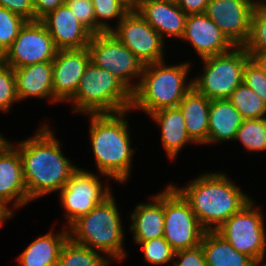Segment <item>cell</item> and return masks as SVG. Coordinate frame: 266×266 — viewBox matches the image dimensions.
<instances>
[{"label":"cell","mask_w":266,"mask_h":266,"mask_svg":"<svg viewBox=\"0 0 266 266\" xmlns=\"http://www.w3.org/2000/svg\"><path fill=\"white\" fill-rule=\"evenodd\" d=\"M39 128L34 137L16 147L30 201L61 190L78 168L62 154L60 142L49 126Z\"/></svg>","instance_id":"obj_1"},{"label":"cell","mask_w":266,"mask_h":266,"mask_svg":"<svg viewBox=\"0 0 266 266\" xmlns=\"http://www.w3.org/2000/svg\"><path fill=\"white\" fill-rule=\"evenodd\" d=\"M172 186L190 204L206 231H215L252 199L225 174L206 173L183 188Z\"/></svg>","instance_id":"obj_2"},{"label":"cell","mask_w":266,"mask_h":266,"mask_svg":"<svg viewBox=\"0 0 266 266\" xmlns=\"http://www.w3.org/2000/svg\"><path fill=\"white\" fill-rule=\"evenodd\" d=\"M127 112L89 114L90 143L98 171L118 182H126L132 166L129 123Z\"/></svg>","instance_id":"obj_3"},{"label":"cell","mask_w":266,"mask_h":266,"mask_svg":"<svg viewBox=\"0 0 266 266\" xmlns=\"http://www.w3.org/2000/svg\"><path fill=\"white\" fill-rule=\"evenodd\" d=\"M191 63L168 65L162 62L144 65L141 79L133 91L131 110L151 114L161 109L177 107L192 89V81L185 84Z\"/></svg>","instance_id":"obj_4"},{"label":"cell","mask_w":266,"mask_h":266,"mask_svg":"<svg viewBox=\"0 0 266 266\" xmlns=\"http://www.w3.org/2000/svg\"><path fill=\"white\" fill-rule=\"evenodd\" d=\"M123 228L120 213L111 194L88 214L69 226V238L77 244L111 255L112 260L123 261ZM72 232V233H71Z\"/></svg>","instance_id":"obj_5"},{"label":"cell","mask_w":266,"mask_h":266,"mask_svg":"<svg viewBox=\"0 0 266 266\" xmlns=\"http://www.w3.org/2000/svg\"><path fill=\"white\" fill-rule=\"evenodd\" d=\"M132 96L133 92L117 75L90 61L70 102L75 112L111 114L130 111Z\"/></svg>","instance_id":"obj_6"},{"label":"cell","mask_w":266,"mask_h":266,"mask_svg":"<svg viewBox=\"0 0 266 266\" xmlns=\"http://www.w3.org/2000/svg\"><path fill=\"white\" fill-rule=\"evenodd\" d=\"M243 46L202 58V76L192 80L193 88L210 100L228 99L233 90L243 83L245 64L250 60Z\"/></svg>","instance_id":"obj_7"},{"label":"cell","mask_w":266,"mask_h":266,"mask_svg":"<svg viewBox=\"0 0 266 266\" xmlns=\"http://www.w3.org/2000/svg\"><path fill=\"white\" fill-rule=\"evenodd\" d=\"M206 230L190 204L170 184L164 189V238L176 252L201 244Z\"/></svg>","instance_id":"obj_8"},{"label":"cell","mask_w":266,"mask_h":266,"mask_svg":"<svg viewBox=\"0 0 266 266\" xmlns=\"http://www.w3.org/2000/svg\"><path fill=\"white\" fill-rule=\"evenodd\" d=\"M87 48L94 65L117 75L132 92L136 89L131 81L136 77L141 79L144 65L115 35L93 34Z\"/></svg>","instance_id":"obj_9"},{"label":"cell","mask_w":266,"mask_h":266,"mask_svg":"<svg viewBox=\"0 0 266 266\" xmlns=\"http://www.w3.org/2000/svg\"><path fill=\"white\" fill-rule=\"evenodd\" d=\"M263 221L258 207H254L251 200L215 231L238 252L249 256L255 262L265 256L266 232Z\"/></svg>","instance_id":"obj_10"},{"label":"cell","mask_w":266,"mask_h":266,"mask_svg":"<svg viewBox=\"0 0 266 266\" xmlns=\"http://www.w3.org/2000/svg\"><path fill=\"white\" fill-rule=\"evenodd\" d=\"M58 52L45 25L40 21H27L17 38L0 59L13 69L53 61Z\"/></svg>","instance_id":"obj_11"},{"label":"cell","mask_w":266,"mask_h":266,"mask_svg":"<svg viewBox=\"0 0 266 266\" xmlns=\"http://www.w3.org/2000/svg\"><path fill=\"white\" fill-rule=\"evenodd\" d=\"M99 178L94 173L77 168L60 190V203L65 209L68 226L111 195L110 187L103 188Z\"/></svg>","instance_id":"obj_12"},{"label":"cell","mask_w":266,"mask_h":266,"mask_svg":"<svg viewBox=\"0 0 266 266\" xmlns=\"http://www.w3.org/2000/svg\"><path fill=\"white\" fill-rule=\"evenodd\" d=\"M143 65L164 61V40L137 12H128L111 31Z\"/></svg>","instance_id":"obj_13"},{"label":"cell","mask_w":266,"mask_h":266,"mask_svg":"<svg viewBox=\"0 0 266 266\" xmlns=\"http://www.w3.org/2000/svg\"><path fill=\"white\" fill-rule=\"evenodd\" d=\"M253 0H209L205 14L234 46H244L250 35Z\"/></svg>","instance_id":"obj_14"},{"label":"cell","mask_w":266,"mask_h":266,"mask_svg":"<svg viewBox=\"0 0 266 266\" xmlns=\"http://www.w3.org/2000/svg\"><path fill=\"white\" fill-rule=\"evenodd\" d=\"M90 62L88 48L58 50L52 61V86L55 102H69L75 95L85 68Z\"/></svg>","instance_id":"obj_15"},{"label":"cell","mask_w":266,"mask_h":266,"mask_svg":"<svg viewBox=\"0 0 266 266\" xmlns=\"http://www.w3.org/2000/svg\"><path fill=\"white\" fill-rule=\"evenodd\" d=\"M47 28L58 50L83 49L92 33L79 22L66 3L40 20Z\"/></svg>","instance_id":"obj_16"},{"label":"cell","mask_w":266,"mask_h":266,"mask_svg":"<svg viewBox=\"0 0 266 266\" xmlns=\"http://www.w3.org/2000/svg\"><path fill=\"white\" fill-rule=\"evenodd\" d=\"M181 39L190 41L201 59L228 52L234 47L205 13L187 15Z\"/></svg>","instance_id":"obj_17"},{"label":"cell","mask_w":266,"mask_h":266,"mask_svg":"<svg viewBox=\"0 0 266 266\" xmlns=\"http://www.w3.org/2000/svg\"><path fill=\"white\" fill-rule=\"evenodd\" d=\"M16 146L8 142L0 149V202L14 208L31 202L23 176L22 162Z\"/></svg>","instance_id":"obj_18"},{"label":"cell","mask_w":266,"mask_h":266,"mask_svg":"<svg viewBox=\"0 0 266 266\" xmlns=\"http://www.w3.org/2000/svg\"><path fill=\"white\" fill-rule=\"evenodd\" d=\"M138 13L164 40L166 35L182 38L187 14L177 3L162 0H140Z\"/></svg>","instance_id":"obj_19"},{"label":"cell","mask_w":266,"mask_h":266,"mask_svg":"<svg viewBox=\"0 0 266 266\" xmlns=\"http://www.w3.org/2000/svg\"><path fill=\"white\" fill-rule=\"evenodd\" d=\"M18 100L27 97L48 98L55 102L52 86V61L15 68Z\"/></svg>","instance_id":"obj_20"},{"label":"cell","mask_w":266,"mask_h":266,"mask_svg":"<svg viewBox=\"0 0 266 266\" xmlns=\"http://www.w3.org/2000/svg\"><path fill=\"white\" fill-rule=\"evenodd\" d=\"M152 200V203H139L130 215V230L135 242L164 236V191L153 196Z\"/></svg>","instance_id":"obj_21"},{"label":"cell","mask_w":266,"mask_h":266,"mask_svg":"<svg viewBox=\"0 0 266 266\" xmlns=\"http://www.w3.org/2000/svg\"><path fill=\"white\" fill-rule=\"evenodd\" d=\"M211 100L193 87L177 106L183 115L186 131L193 143L207 144Z\"/></svg>","instance_id":"obj_22"},{"label":"cell","mask_w":266,"mask_h":266,"mask_svg":"<svg viewBox=\"0 0 266 266\" xmlns=\"http://www.w3.org/2000/svg\"><path fill=\"white\" fill-rule=\"evenodd\" d=\"M161 128V141L171 160L185 144L193 142L186 131L185 121L178 107L161 109L150 114Z\"/></svg>","instance_id":"obj_23"},{"label":"cell","mask_w":266,"mask_h":266,"mask_svg":"<svg viewBox=\"0 0 266 266\" xmlns=\"http://www.w3.org/2000/svg\"><path fill=\"white\" fill-rule=\"evenodd\" d=\"M243 120L228 99L211 100L207 144L233 141Z\"/></svg>","instance_id":"obj_24"},{"label":"cell","mask_w":266,"mask_h":266,"mask_svg":"<svg viewBox=\"0 0 266 266\" xmlns=\"http://www.w3.org/2000/svg\"><path fill=\"white\" fill-rule=\"evenodd\" d=\"M69 238L67 228L59 233L49 232L38 237L19 255V266H57L59 254Z\"/></svg>","instance_id":"obj_25"},{"label":"cell","mask_w":266,"mask_h":266,"mask_svg":"<svg viewBox=\"0 0 266 266\" xmlns=\"http://www.w3.org/2000/svg\"><path fill=\"white\" fill-rule=\"evenodd\" d=\"M201 246L207 266H254V261L238 252L216 231H206Z\"/></svg>","instance_id":"obj_26"},{"label":"cell","mask_w":266,"mask_h":266,"mask_svg":"<svg viewBox=\"0 0 266 266\" xmlns=\"http://www.w3.org/2000/svg\"><path fill=\"white\" fill-rule=\"evenodd\" d=\"M110 260L96 250L77 244L68 238L63 244L57 266H108Z\"/></svg>","instance_id":"obj_27"},{"label":"cell","mask_w":266,"mask_h":266,"mask_svg":"<svg viewBox=\"0 0 266 266\" xmlns=\"http://www.w3.org/2000/svg\"><path fill=\"white\" fill-rule=\"evenodd\" d=\"M228 100L239 111L244 120L266 117L264 101L244 83L233 90Z\"/></svg>","instance_id":"obj_28"},{"label":"cell","mask_w":266,"mask_h":266,"mask_svg":"<svg viewBox=\"0 0 266 266\" xmlns=\"http://www.w3.org/2000/svg\"><path fill=\"white\" fill-rule=\"evenodd\" d=\"M234 140H239L249 152L266 150V117L243 120Z\"/></svg>","instance_id":"obj_29"},{"label":"cell","mask_w":266,"mask_h":266,"mask_svg":"<svg viewBox=\"0 0 266 266\" xmlns=\"http://www.w3.org/2000/svg\"><path fill=\"white\" fill-rule=\"evenodd\" d=\"M244 49L251 56L258 51L266 50V2L258 1L253 9L250 35Z\"/></svg>","instance_id":"obj_30"},{"label":"cell","mask_w":266,"mask_h":266,"mask_svg":"<svg viewBox=\"0 0 266 266\" xmlns=\"http://www.w3.org/2000/svg\"><path fill=\"white\" fill-rule=\"evenodd\" d=\"M27 20L0 7V57L12 45Z\"/></svg>","instance_id":"obj_31"},{"label":"cell","mask_w":266,"mask_h":266,"mask_svg":"<svg viewBox=\"0 0 266 266\" xmlns=\"http://www.w3.org/2000/svg\"><path fill=\"white\" fill-rule=\"evenodd\" d=\"M94 6L95 18H96V34L102 32H111L112 26L106 21L109 19L120 20L128 13L120 4L115 0H91ZM105 19V20H104ZM104 20V21H102Z\"/></svg>","instance_id":"obj_32"},{"label":"cell","mask_w":266,"mask_h":266,"mask_svg":"<svg viewBox=\"0 0 266 266\" xmlns=\"http://www.w3.org/2000/svg\"><path fill=\"white\" fill-rule=\"evenodd\" d=\"M135 243L143 248L144 258L148 263L162 265L174 261L175 251L164 237Z\"/></svg>","instance_id":"obj_33"},{"label":"cell","mask_w":266,"mask_h":266,"mask_svg":"<svg viewBox=\"0 0 266 266\" xmlns=\"http://www.w3.org/2000/svg\"><path fill=\"white\" fill-rule=\"evenodd\" d=\"M17 101L14 69L0 59V110L8 112Z\"/></svg>","instance_id":"obj_34"},{"label":"cell","mask_w":266,"mask_h":266,"mask_svg":"<svg viewBox=\"0 0 266 266\" xmlns=\"http://www.w3.org/2000/svg\"><path fill=\"white\" fill-rule=\"evenodd\" d=\"M243 83L251 88L266 105V74L252 59L245 64Z\"/></svg>","instance_id":"obj_35"},{"label":"cell","mask_w":266,"mask_h":266,"mask_svg":"<svg viewBox=\"0 0 266 266\" xmlns=\"http://www.w3.org/2000/svg\"><path fill=\"white\" fill-rule=\"evenodd\" d=\"M73 15L92 34H96V18L94 6L91 0H65Z\"/></svg>","instance_id":"obj_36"},{"label":"cell","mask_w":266,"mask_h":266,"mask_svg":"<svg viewBox=\"0 0 266 266\" xmlns=\"http://www.w3.org/2000/svg\"><path fill=\"white\" fill-rule=\"evenodd\" d=\"M177 261L172 266H207L205 254L201 244L196 247L176 251L174 254Z\"/></svg>","instance_id":"obj_37"},{"label":"cell","mask_w":266,"mask_h":266,"mask_svg":"<svg viewBox=\"0 0 266 266\" xmlns=\"http://www.w3.org/2000/svg\"><path fill=\"white\" fill-rule=\"evenodd\" d=\"M0 7L6 8L27 21H34L33 0H0Z\"/></svg>","instance_id":"obj_38"},{"label":"cell","mask_w":266,"mask_h":266,"mask_svg":"<svg viewBox=\"0 0 266 266\" xmlns=\"http://www.w3.org/2000/svg\"><path fill=\"white\" fill-rule=\"evenodd\" d=\"M34 1V21L41 20L51 11L65 3V0H33Z\"/></svg>","instance_id":"obj_39"},{"label":"cell","mask_w":266,"mask_h":266,"mask_svg":"<svg viewBox=\"0 0 266 266\" xmlns=\"http://www.w3.org/2000/svg\"><path fill=\"white\" fill-rule=\"evenodd\" d=\"M209 0H179L177 5L187 14L205 13Z\"/></svg>","instance_id":"obj_40"},{"label":"cell","mask_w":266,"mask_h":266,"mask_svg":"<svg viewBox=\"0 0 266 266\" xmlns=\"http://www.w3.org/2000/svg\"><path fill=\"white\" fill-rule=\"evenodd\" d=\"M250 58L261 68L266 74V50L253 53Z\"/></svg>","instance_id":"obj_41"},{"label":"cell","mask_w":266,"mask_h":266,"mask_svg":"<svg viewBox=\"0 0 266 266\" xmlns=\"http://www.w3.org/2000/svg\"><path fill=\"white\" fill-rule=\"evenodd\" d=\"M127 12H137L139 9L140 0H115Z\"/></svg>","instance_id":"obj_42"},{"label":"cell","mask_w":266,"mask_h":266,"mask_svg":"<svg viewBox=\"0 0 266 266\" xmlns=\"http://www.w3.org/2000/svg\"><path fill=\"white\" fill-rule=\"evenodd\" d=\"M13 216L12 210L0 202V227L3 225V222L6 221V219L9 220V218Z\"/></svg>","instance_id":"obj_43"},{"label":"cell","mask_w":266,"mask_h":266,"mask_svg":"<svg viewBox=\"0 0 266 266\" xmlns=\"http://www.w3.org/2000/svg\"><path fill=\"white\" fill-rule=\"evenodd\" d=\"M8 143V140H6L4 137H2L0 133V149L5 146Z\"/></svg>","instance_id":"obj_44"},{"label":"cell","mask_w":266,"mask_h":266,"mask_svg":"<svg viewBox=\"0 0 266 266\" xmlns=\"http://www.w3.org/2000/svg\"><path fill=\"white\" fill-rule=\"evenodd\" d=\"M264 257H265V256H262L260 259L256 260V261L254 262V266H266V263L263 264V265H260L261 262L264 260Z\"/></svg>","instance_id":"obj_45"},{"label":"cell","mask_w":266,"mask_h":266,"mask_svg":"<svg viewBox=\"0 0 266 266\" xmlns=\"http://www.w3.org/2000/svg\"><path fill=\"white\" fill-rule=\"evenodd\" d=\"M162 1L177 3L179 0H162Z\"/></svg>","instance_id":"obj_46"}]
</instances>
